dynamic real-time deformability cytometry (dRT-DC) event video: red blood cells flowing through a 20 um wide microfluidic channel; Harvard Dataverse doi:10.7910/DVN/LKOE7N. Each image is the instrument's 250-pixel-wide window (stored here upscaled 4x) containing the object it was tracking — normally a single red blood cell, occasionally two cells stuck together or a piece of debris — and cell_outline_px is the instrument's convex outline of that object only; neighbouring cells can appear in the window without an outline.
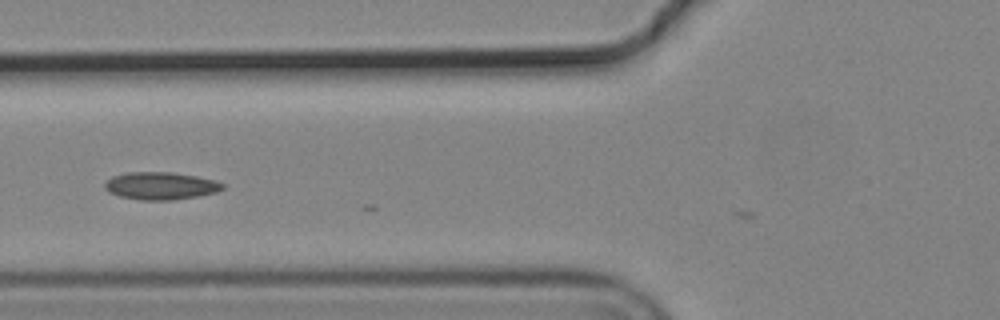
{"species": "common noctule bat (a hibernating species)", "species_latin": "Nyctalus noctula", "temperature_condition": "cold", "stored_images_in_passage": 6, "camera_frame_rate_fps": 3000, "um_per_image_px": 0.085, "animal": {"sex": "male", "body_mass_g": 19.2, "forearm_length_mm": 51.8}, "frame": {"image": 1, "passage_image": 6, "time_ms": 1.667, "image_size_px": [1000, 320], "cell_outline_px": [[224, 188], [216, 192], [196, 196], [172, 200], [140, 200], [120, 196], [108, 192], [104, 188], [104, 184], [112, 176], [124, 172], [172, 172], [196, 176], [216, 180], [224, 184]], "centroid_in_image_um": [13.64, 15.79], "position_along_channel_um": 112.2, "area_um2": 18.96}}